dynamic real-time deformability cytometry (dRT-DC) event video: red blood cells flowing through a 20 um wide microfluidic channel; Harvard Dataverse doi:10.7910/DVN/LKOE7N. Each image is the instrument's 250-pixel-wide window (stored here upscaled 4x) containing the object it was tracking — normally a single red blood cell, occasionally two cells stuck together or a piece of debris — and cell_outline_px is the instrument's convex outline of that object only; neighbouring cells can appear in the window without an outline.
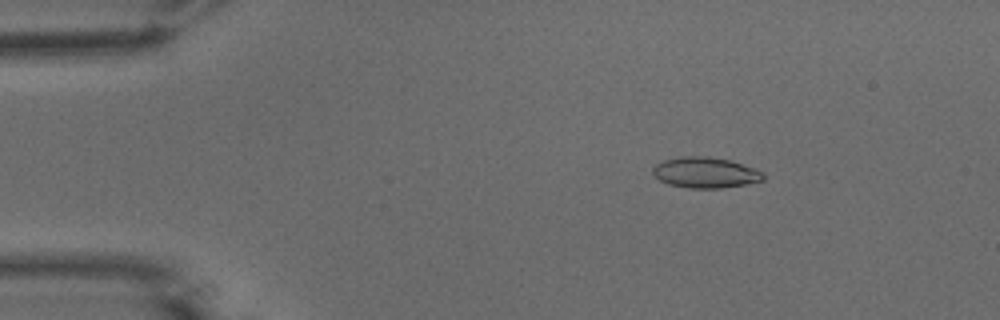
{"species": "common noctule bat (a hibernating species)", "species_latin": "Nyctalus noctula", "temperature_condition": "warm", "stored_images_in_passage": 52, "camera_frame_rate_fps": 3000, "um_per_image_px": 0.085, "animal": {"sex": "male", "body_mass_g": 15.6}, "frame": {"image": 1, "passage_image": 9, "time_ms": 2.667, "image_size_px": [1000, 320], "cell_outline_px": [[764, 180], [744, 184], [720, 188], [688, 188], [668, 184], [660, 180], [652, 172], [652, 168], [656, 164], [664, 160], [680, 156], [708, 156], [728, 160], [764, 172]], "centroid_in_image_um": [59.92, 14.67], "position_along_channel_um": 25.1, "area_um2": 19.59}}
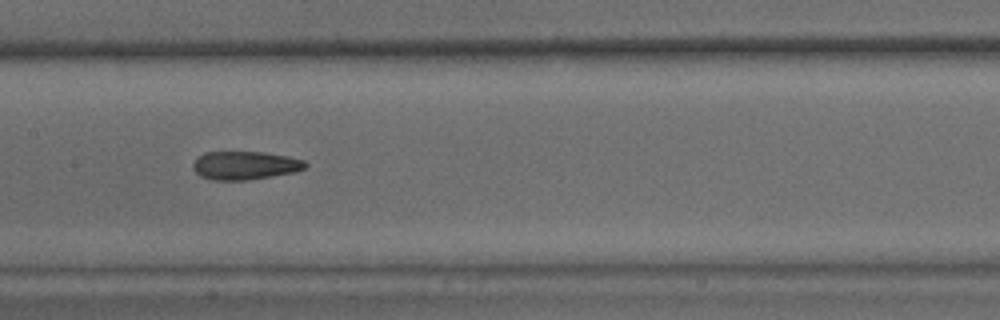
{"frame": {"image": 2, "passage_image": 27, "time_ms": 8.667, "image_size_px": [1000, 320], "cell_outline_px": [[308, 164], [304, 168], [296, 172], [248, 180], [212, 180], [200, 176], [192, 168], [192, 164], [196, 156], [204, 152], [264, 152], [288, 156], [304, 160]], "centroid_in_image_um": [20.8, 14.06], "position_along_channel_um": 186.6, "area_um2": 18.79}}
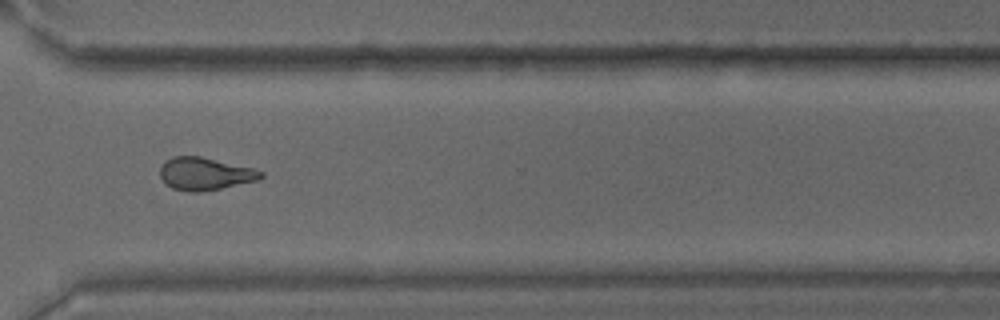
{"frame": {"image": 3, "passage_image": 40, "time_ms": 13.0, "image_size_px": [1000, 320], "cell_outline_px": [[264, 176], [260, 180], [200, 192], [188, 192], [172, 188], [160, 176], [160, 168], [172, 156], [200, 156], [252, 168], [264, 172]], "centroid_in_image_um": [17.45, 14.78], "position_along_channel_um": 353.1, "area_um2": 18.96}, "authors_computed_cell_mechanics": {"area_um2": 19.2474, "velocity_mm_per_s": 3.8453, "shape_relaxation_time_tau1_ms": null, "shape_relaxation_time_tau2_ms": 2.7369, "deformation_change_tau1": null, "deformation_change_tau2": 0.1007}}